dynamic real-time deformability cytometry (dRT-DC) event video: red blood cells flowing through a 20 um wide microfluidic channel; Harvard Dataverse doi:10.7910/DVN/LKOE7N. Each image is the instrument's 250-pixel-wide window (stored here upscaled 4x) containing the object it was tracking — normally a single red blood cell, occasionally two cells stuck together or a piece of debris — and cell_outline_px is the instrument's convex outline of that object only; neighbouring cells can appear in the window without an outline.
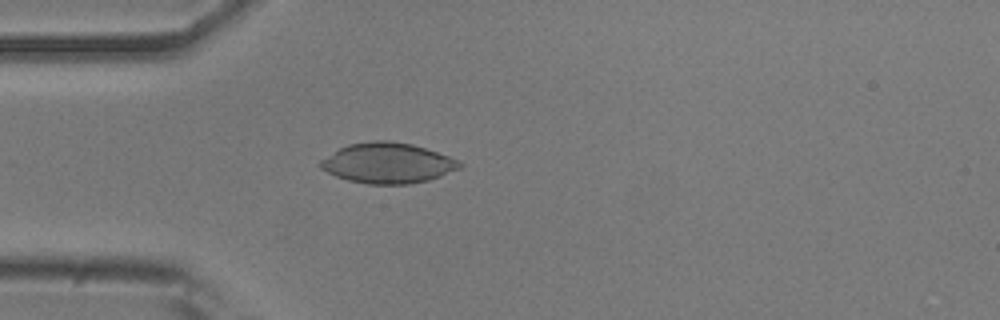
{"species": "common noctule bat (a hibernating species)", "species_latin": "Nyctalus noctula", "temperature_condition": "room temperature", "stored_images_in_passage": 54, "camera_frame_rate_fps": 3000, "um_per_image_px": 0.085, "animal": {"sex": "male", "body_mass_g": 20.5, "forearm_length_mm": 52.5}, "frame": {"image": 1, "passage_image": 15, "time_ms": 4.667, "image_size_px": [1000, 320], "cell_outline_px": [[464, 164], [460, 168], [440, 176], [428, 180], [408, 184], [368, 184], [348, 180], [336, 176], [320, 168], [320, 160], [340, 148], [348, 144], [376, 140], [388, 140], [412, 144], [460, 160]], "centroid_in_image_um": [32.96, 13.86], "position_along_channel_um": 52.0, "area_um2": 32.6}}
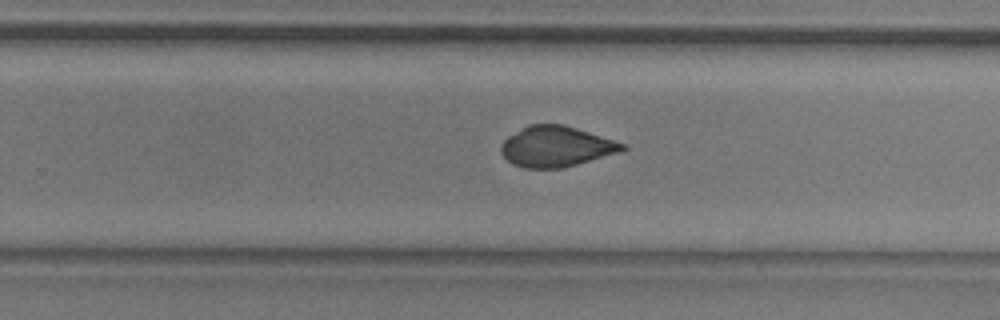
{"frame": {"image": 2, "passage_image": 34, "time_ms": 11.0, "image_size_px": [1000, 320], "cell_outline_px": [[628, 148], [620, 152], [576, 164], [560, 168], [524, 168], [512, 164], [500, 152], [500, 144], [508, 136], [528, 124], [564, 124], [628, 144]], "centroid_in_image_um": [47.27, 12.44], "position_along_channel_um": 282.5, "area_um2": 28.78}}
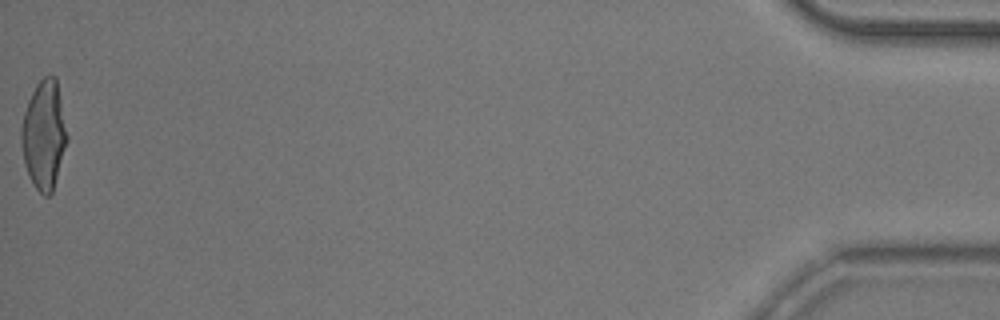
{"frame": {"image": 3, "passage_image": 54, "time_ms": 17.667, "image_size_px": [1000, 320], "cell_outline_px": [[68, 140], [52, 192], [48, 196], [44, 196], [36, 188], [24, 164], [20, 140], [20, 128], [24, 112], [28, 100], [36, 84], [44, 76], [56, 76], [68, 136]], "centroid_in_image_um": [3.73, 11.44], "position_along_channel_um": 431.5, "area_um2": 28.96}, "authors_computed_cell_mechanics": {"area_um2": 29.5936, "velocity_mm_per_s": 3.7374, "shape_relaxation_time_tau1_ms": 6.7087, "shape_relaxation_time_tau2_ms": 2.434, "deformation_change_tau1": 0.1082, "deformation_change_tau2": 0.0458}}